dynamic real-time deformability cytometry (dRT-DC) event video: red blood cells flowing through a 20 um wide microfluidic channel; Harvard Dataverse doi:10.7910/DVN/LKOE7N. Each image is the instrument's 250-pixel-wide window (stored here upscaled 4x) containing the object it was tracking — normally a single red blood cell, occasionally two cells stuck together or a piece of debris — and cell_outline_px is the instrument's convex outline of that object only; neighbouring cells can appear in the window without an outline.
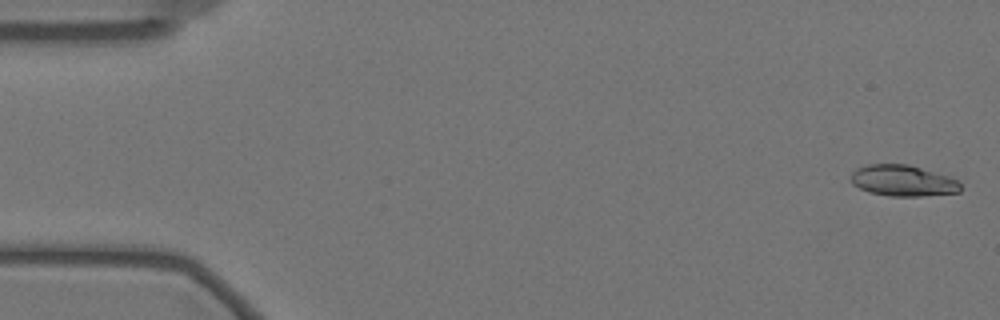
{"species": "Egyptian fruit bat (a non-hibernating species)", "species_latin": "Rousettus aegyptiacus", "temperature_condition": "warm", "stored_images_in_passage": 58, "camera_frame_rate_fps": 3000, "um_per_image_px": 0.085, "animal": {"sex": "female"}, "frame": {"image": 1, "passage_image": 2, "time_ms": 0.333, "image_size_px": [1000, 320], "cell_outline_px": [[960, 192], [920, 196], [888, 196], [868, 192], [852, 184], [852, 172], [856, 168], [868, 164], [908, 164], [948, 176], [960, 180]], "centroid_in_image_um": [76.75, 15.36], "position_along_channel_um": 8.3, "area_um2": 19.88}}
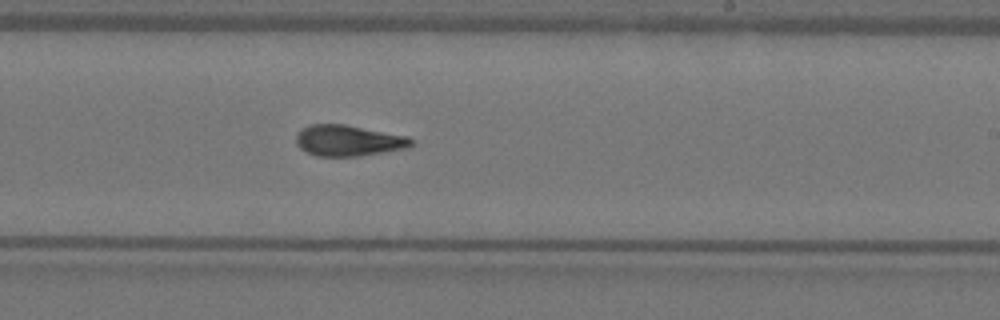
{"frame": {"image": 2, "passage_image": 35, "time_ms": 11.333, "image_size_px": [1000, 320], "cell_outline_px": [[412, 144], [404, 148], [360, 156], [316, 156], [300, 148], [296, 144], [296, 136], [304, 128], [312, 124], [344, 124], [408, 136], [412, 140]], "centroid_in_image_um": [29.59, 11.95], "position_along_channel_um": 259.4, "area_um2": 20.46}}
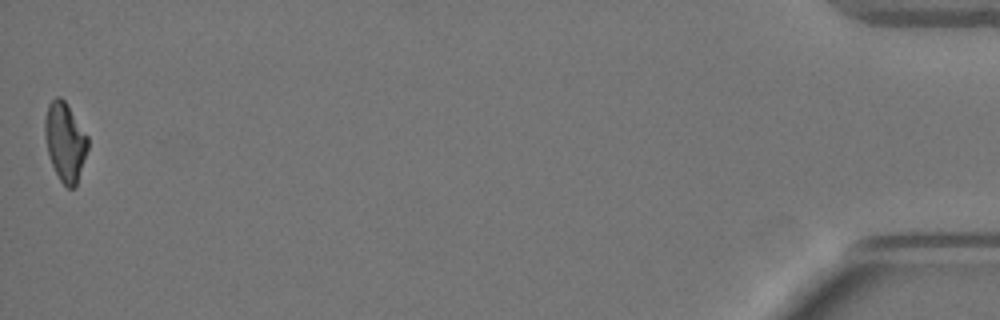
{"frame": {"image": 3, "passage_image": 58, "time_ms": 19.0, "image_size_px": [1000, 320], "cell_outline_px": [[88, 148], [76, 184], [72, 188], [68, 188], [60, 180], [52, 164], [48, 152], [44, 136], [44, 120], [48, 104], [56, 96], [60, 96], [64, 100], [88, 136]], "centroid_in_image_um": [5.52, 12.02], "position_along_channel_um": 429.7, "area_um2": 19.42}, "authors_computed_cell_mechanics": {"area_um2": 20.2878, "velocity_mm_per_s": 3.496, "shape_relaxation_time_tau1_ms": 11.1166, "shape_relaxation_time_tau2_ms": 3.3715, "deformation_change_tau1": 0.2752, "deformation_change_tau2": 0.1127}}